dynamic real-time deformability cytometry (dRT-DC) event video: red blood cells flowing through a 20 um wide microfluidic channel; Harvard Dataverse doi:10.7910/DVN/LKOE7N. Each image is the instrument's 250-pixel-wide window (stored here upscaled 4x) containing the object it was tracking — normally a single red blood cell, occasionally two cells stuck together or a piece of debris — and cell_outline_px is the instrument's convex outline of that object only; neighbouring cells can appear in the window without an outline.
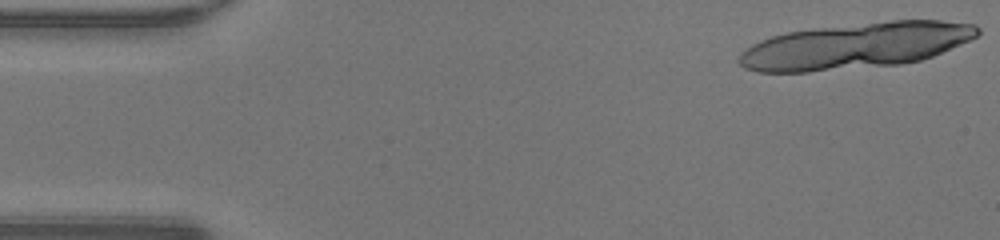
{"species": "human", "species_latin": "Homo sapiens", "temperature_condition": "warm", "stored_images_in_passage": 17, "camera_frame_rate_fps": 3000, "um_per_image_px": 0.085, "donor": {"sex": "male"}, "frame": {"image": 1, "passage_image": 1, "time_ms": 0.0, "image_size_px": [1000, 240], "cell_outline_px": [[980, 32], [976, 36], [960, 44], [932, 56], [920, 60], [900, 64], [808, 72], [756, 72], [744, 68], [736, 60], [752, 44], [760, 40], [772, 36], [788, 32], [812, 28], [892, 20], [940, 20], [976, 24], [980, 28]], "centroid_in_image_um": [72.72, 3.88], "position_along_channel_um": 12.3, "area_um2": 63.58}}
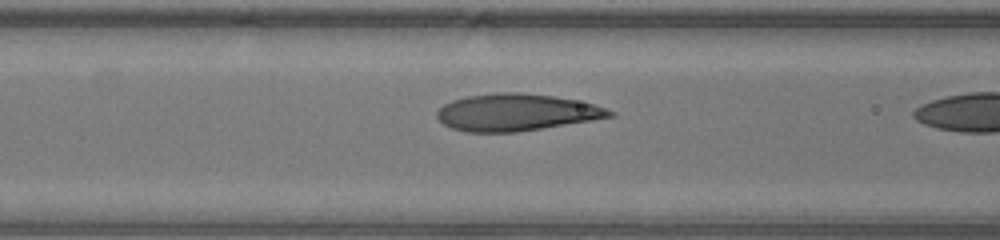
{"frame": {"image": 2, "passage_image": 16, "time_ms": 5.0, "image_size_px": [1000, 240], "cell_outline_px": [[616, 116], [592, 120], [516, 132], [464, 132], [452, 128], [444, 124], [436, 116], [436, 112], [444, 104], [452, 100], [468, 96], [496, 92], [524, 92], [552, 96], [576, 100], [596, 104], [616, 112]], "centroid_in_image_um": [43.9, 9.54], "position_along_channel_um": 122.7, "area_um2": 37.28}}